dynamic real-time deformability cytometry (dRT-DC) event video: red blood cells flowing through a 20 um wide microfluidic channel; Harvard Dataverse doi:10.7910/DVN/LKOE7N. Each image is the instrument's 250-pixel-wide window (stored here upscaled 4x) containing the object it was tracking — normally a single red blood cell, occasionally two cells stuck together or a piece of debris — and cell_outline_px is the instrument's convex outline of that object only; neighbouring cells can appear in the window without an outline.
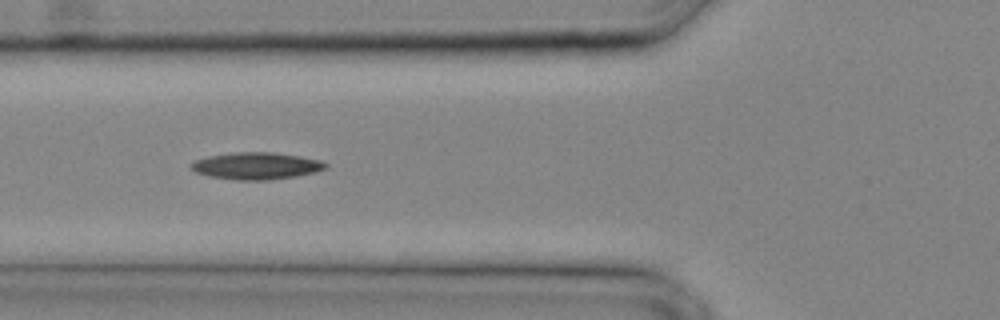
{"species": "common noctule bat (a hibernating species)", "species_latin": "Nyctalus noctula", "temperature_condition": "cold", "stored_images_in_passage": 23, "camera_frame_rate_fps": 3000, "um_per_image_px": 0.085, "animal": {"sex": "male", "body_mass_g": 20.4}, "frame": {"image": 1, "passage_image": 4, "time_ms": 1.0, "image_size_px": [1000, 320], "cell_outline_px": [[328, 168], [316, 172], [296, 176], [268, 180], [236, 180], [208, 176], [196, 172], [188, 168], [196, 160], [208, 156], [232, 152], [276, 152], [300, 156], [320, 160], [328, 164]], "centroid_in_image_um": [21.8, 14.09], "position_along_channel_um": 104.0, "area_um2": 21.33}}
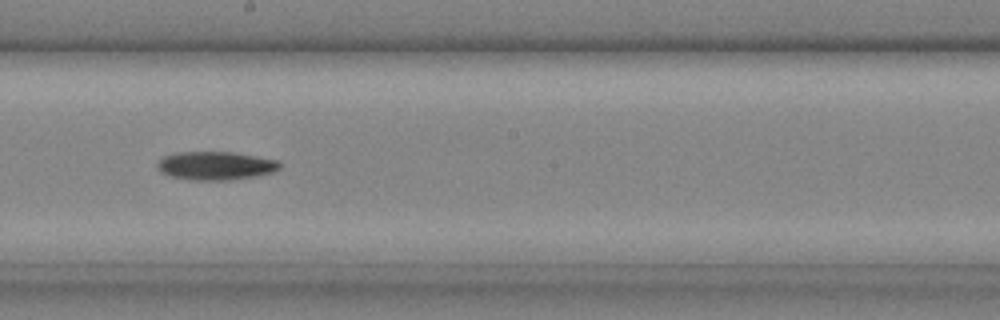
{"frame": {"image": 2, "passage_image": 10, "time_ms": 3.0, "image_size_px": [1000, 320], "cell_outline_px": [[280, 168], [276, 172], [256, 176], [232, 180], [188, 180], [168, 176], [160, 172], [156, 168], [156, 164], [164, 156], [176, 152], [232, 152], [280, 160]], "centroid_in_image_um": [18.33, 14.09], "position_along_channel_um": 229.9, "area_um2": 20.63}}